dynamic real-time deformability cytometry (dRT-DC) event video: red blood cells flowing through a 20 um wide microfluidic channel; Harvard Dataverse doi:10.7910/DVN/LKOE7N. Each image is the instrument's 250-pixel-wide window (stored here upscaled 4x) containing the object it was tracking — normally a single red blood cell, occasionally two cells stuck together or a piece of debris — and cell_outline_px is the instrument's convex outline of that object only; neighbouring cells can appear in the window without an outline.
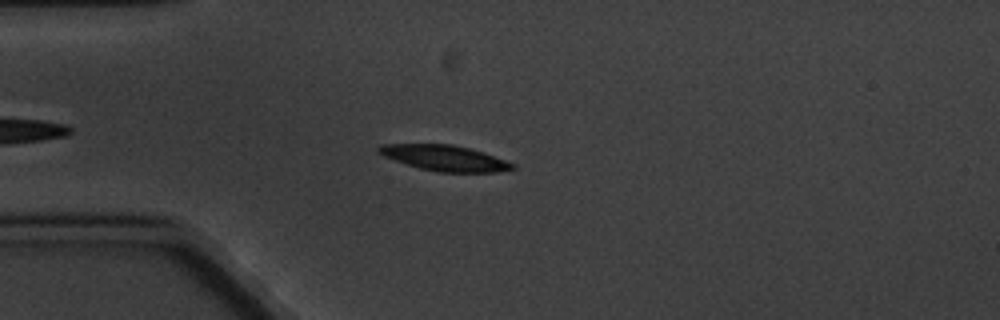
{"species": "common noctule bat (a hibernating species)", "species_latin": "Nyctalus noctula", "temperature_condition": "cold", "stored_images_in_passage": 6, "camera_frame_rate_fps": 3000, "um_per_image_px": 0.085, "animal": {"sex": "male", "body_mass_g": 20.1, "forearm_length_mm": 53.5}, "frame": {"image": 1, "passage_image": 4, "time_ms": 4.333, "image_size_px": [1000, 320], "cell_outline_px": [[516, 168], [496, 172], [440, 172], [420, 168], [384, 156], [376, 152], [376, 148], [380, 144], [452, 144], [468, 148], [516, 164]], "centroid_in_image_um": [37.76, 13.43], "position_along_channel_um": 47.2, "area_um2": 19.65}}